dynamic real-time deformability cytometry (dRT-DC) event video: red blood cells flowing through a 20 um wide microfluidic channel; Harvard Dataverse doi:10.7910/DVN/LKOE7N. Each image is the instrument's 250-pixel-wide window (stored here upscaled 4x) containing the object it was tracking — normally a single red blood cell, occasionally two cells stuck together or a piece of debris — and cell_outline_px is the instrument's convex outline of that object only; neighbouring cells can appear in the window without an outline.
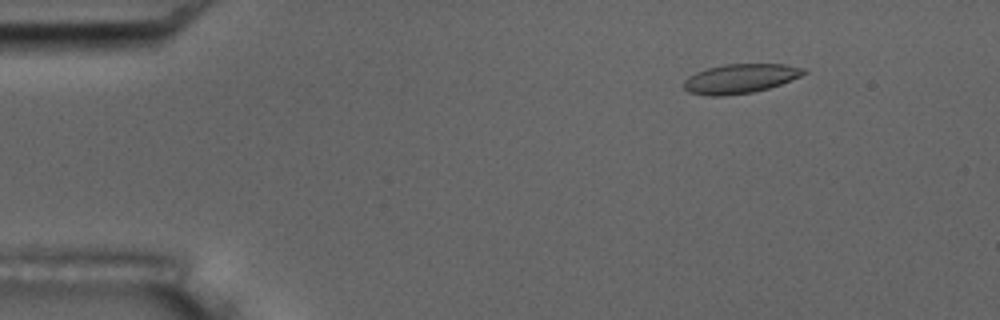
{"species": "common noctule bat (a hibernating species)", "species_latin": "Nyctalus noctula", "temperature_condition": "room temperature", "stored_images_in_passage": 51, "camera_frame_rate_fps": 3000, "um_per_image_px": 0.085, "animal": {"sex": "male", "body_mass_g": 17.5, "forearm_length_mm": 52.3}, "frame": {"image": 1, "passage_image": 3, "time_ms": 0.667, "image_size_px": [1000, 320], "cell_outline_px": [[808, 72], [800, 76], [780, 84], [768, 88], [752, 92], [724, 96], [708, 96], [688, 92], [684, 88], [684, 80], [688, 76], [696, 72], [708, 68], [724, 64], [784, 64], [808, 68]], "centroid_in_image_um": [62.92, 6.68], "position_along_channel_um": 22.1, "area_um2": 20.58}}
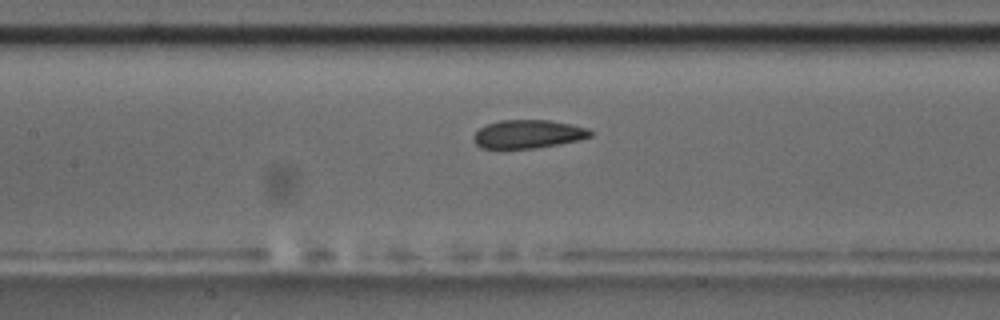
{"frame": {"image": 2, "passage_image": 21, "time_ms": 6.667, "image_size_px": [1000, 320], "cell_outline_px": [[592, 136], [580, 140], [560, 144], [536, 148], [480, 148], [476, 144], [472, 136], [480, 128], [488, 124], [500, 120], [548, 120], [588, 128], [592, 132]], "centroid_in_image_um": [44.89, 11.4], "position_along_channel_um": 162.5, "area_um2": 19.25}}
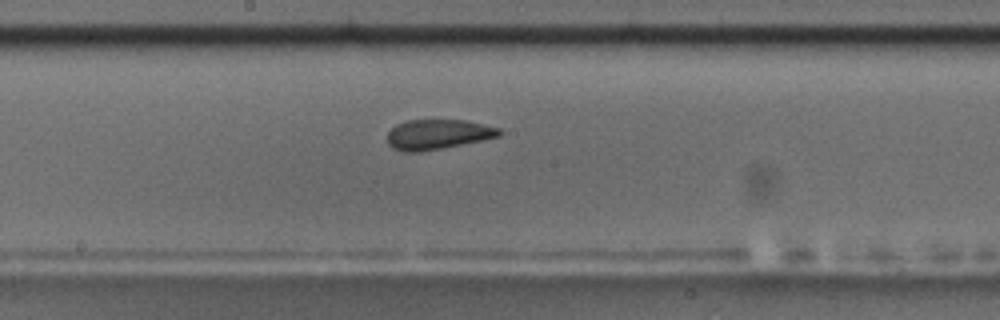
{"frame": {"image": 3, "passage_image": 25, "time_ms": 8.0, "image_size_px": [1000, 320], "cell_outline_px": [[504, 132], [500, 136], [484, 140], [420, 152], [404, 152], [392, 148], [388, 144], [388, 132], [396, 124], [408, 120], [464, 120], [500, 128]], "centroid_in_image_um": [37.22, 11.42], "position_along_channel_um": 211.0, "area_um2": 19.59}, "authors_computed_cell_mechanics": {"area_um2": 20.4612, "velocity_mm_per_s": 3.6644, "shape_relaxation_time_tau1_ms": null, "shape_relaxation_time_tau2_ms": 1.9421, "deformation_change_tau1": null, "deformation_change_tau2": 0.0817}}